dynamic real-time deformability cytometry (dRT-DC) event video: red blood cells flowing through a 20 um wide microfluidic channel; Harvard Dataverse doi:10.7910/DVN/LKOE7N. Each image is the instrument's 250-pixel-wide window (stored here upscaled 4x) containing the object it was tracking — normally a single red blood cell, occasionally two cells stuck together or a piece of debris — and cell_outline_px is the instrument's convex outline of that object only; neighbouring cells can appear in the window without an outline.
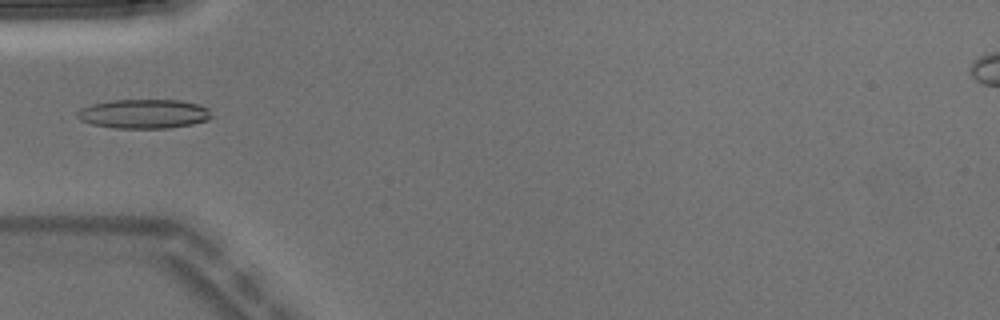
{"species": "Egyptian fruit bat (a non-hibernating species)", "species_latin": "Rousettus aegyptiacus", "temperature_condition": "warm", "stored_images_in_passage": 5, "camera_frame_rate_fps": 3000, "um_per_image_px": 0.085, "animal": {"sex": "male"}, "frame": {"image": 1, "passage_image": 4, "time_ms": 1.0, "image_size_px": [1000, 320], "cell_outline_px": [[212, 116], [208, 120], [192, 124], [168, 128], [116, 128], [92, 124], [80, 120], [76, 116], [76, 112], [80, 108], [92, 104], [112, 100], [180, 100], [196, 104], [208, 108]], "centroid_in_image_um": [12.21, 9.68], "position_along_channel_um": 72.8, "area_um2": 22.83}}